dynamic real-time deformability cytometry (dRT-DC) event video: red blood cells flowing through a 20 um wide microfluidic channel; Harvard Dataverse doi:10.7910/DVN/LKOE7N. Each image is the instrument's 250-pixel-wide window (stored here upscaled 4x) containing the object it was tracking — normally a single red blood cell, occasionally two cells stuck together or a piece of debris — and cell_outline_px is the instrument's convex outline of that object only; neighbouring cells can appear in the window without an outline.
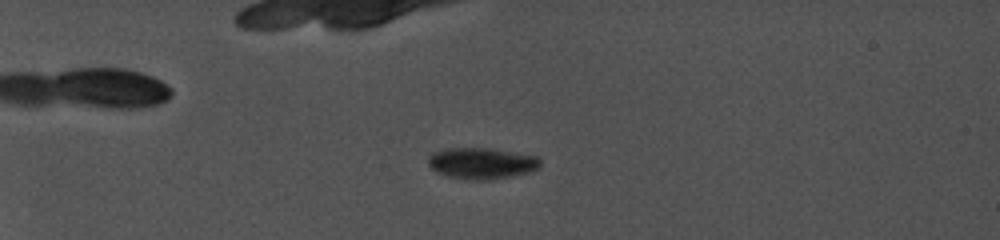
{"species": "common noctule bat (a hibernating species)", "species_latin": "Nyctalus noctula", "temperature_condition": "cold", "stored_images_in_passage": 52, "camera_frame_rate_fps": 5000, "um_per_image_px": 0.085, "animal": {"sex": "female", "body_mass_g": 19.0, "forearm_length_mm": 56.7}, "frame": {"image": 1, "passage_image": 41, "time_ms": 5.4, "image_size_px": [1000, 240], "cell_outline_px": [[540, 164], [536, 168], [528, 172], [512, 176], [492, 180], [464, 180], [444, 176], [436, 172], [428, 164], [428, 160], [432, 152], [448, 148], [488, 148], [536, 156], [540, 160]], "centroid_in_image_um": [40.88, 13.89], "position_along_channel_um": 44.1, "area_um2": 20.46}}